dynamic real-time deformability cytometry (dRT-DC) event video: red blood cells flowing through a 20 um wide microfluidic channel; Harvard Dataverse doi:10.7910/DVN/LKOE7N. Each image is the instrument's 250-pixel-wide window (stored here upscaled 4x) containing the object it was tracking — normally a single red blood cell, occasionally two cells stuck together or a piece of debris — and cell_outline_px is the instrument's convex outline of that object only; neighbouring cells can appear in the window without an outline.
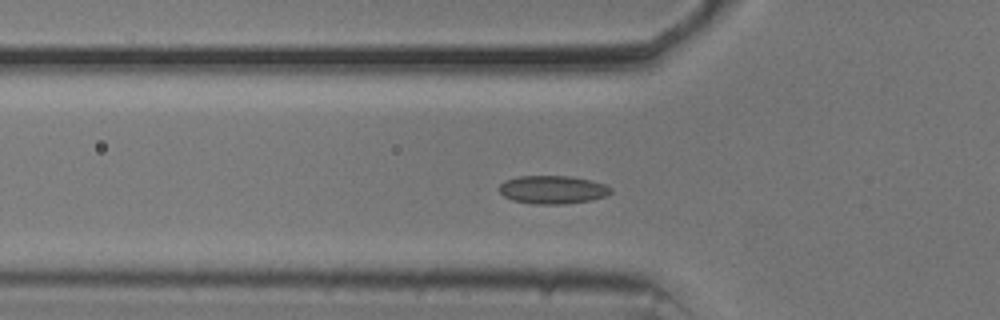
{"species": "common noctule bat (a hibernating species)", "species_latin": "Nyctalus noctula", "temperature_condition": "cold", "stored_images_in_passage": 55, "camera_frame_rate_fps": 3000, "um_per_image_px": 0.085, "animal": {"sex": "male", "body_mass_g": 20.5, "forearm_length_mm": 52.5}, "frame": {"image": 1, "passage_image": 17, "time_ms": 5.333, "image_size_px": [1000, 320], "cell_outline_px": [[612, 192], [604, 196], [592, 200], [564, 204], [532, 204], [512, 200], [504, 196], [500, 192], [500, 184], [504, 180], [520, 176], [568, 176], [592, 180], [604, 184], [612, 188]], "centroid_in_image_um": [46.97, 16.12], "position_along_channel_um": 78.8, "area_um2": 18.38}}
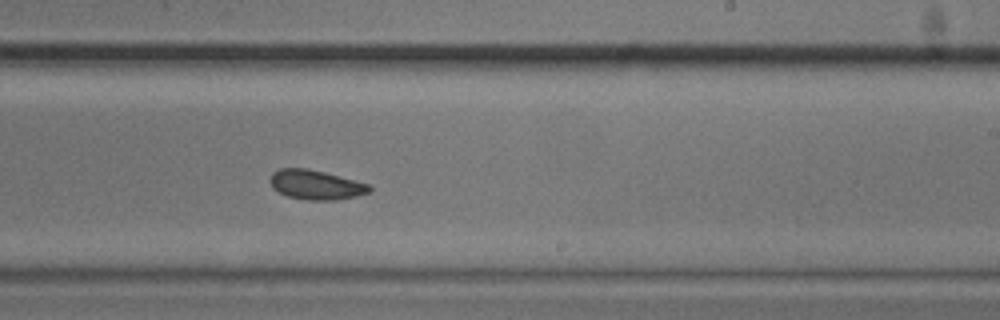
{"frame": {"image": 2, "passage_image": 32, "time_ms": 10.333, "image_size_px": [1000, 320], "cell_outline_px": [[372, 188], [368, 192], [356, 196], [336, 200], [308, 200], [288, 196], [272, 188], [268, 180], [272, 172], [280, 168], [308, 168], [324, 172], [368, 184]], "centroid_in_image_um": [26.79, 15.7], "position_along_channel_um": 262.2, "area_um2": 16.99}}
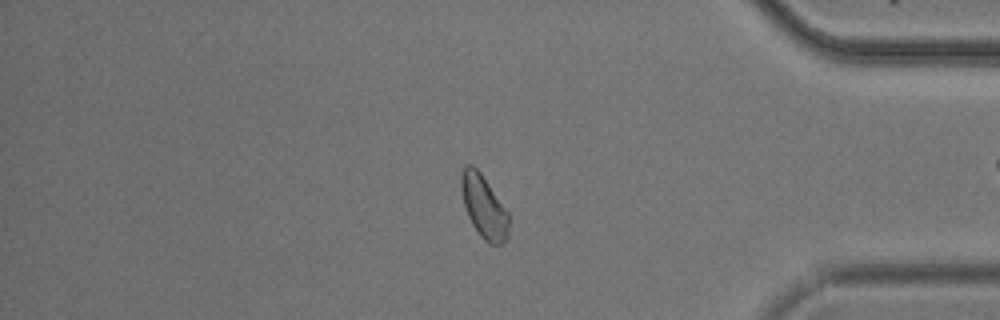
{"frame": {"image": 3, "passage_image": 45, "time_ms": 14.667, "image_size_px": [1000, 320], "cell_outline_px": [[508, 240], [500, 244], [488, 244], [480, 236], [472, 224], [468, 216], [464, 204], [460, 188], [460, 176], [464, 164], [472, 164], [480, 172], [508, 212]], "centroid_in_image_um": [41.11, 17.56], "position_along_channel_um": 394.1, "area_um2": 17.46}, "authors_computed_cell_mechanics": {"area_um2": 17.4556, "velocity_mm_per_s": 3.6519, "shape_relaxation_time_tau1_ms": null, "shape_relaxation_time_tau2_ms": 10.6291, "deformation_change_tau1": null, "deformation_change_tau2": 0.1489}}